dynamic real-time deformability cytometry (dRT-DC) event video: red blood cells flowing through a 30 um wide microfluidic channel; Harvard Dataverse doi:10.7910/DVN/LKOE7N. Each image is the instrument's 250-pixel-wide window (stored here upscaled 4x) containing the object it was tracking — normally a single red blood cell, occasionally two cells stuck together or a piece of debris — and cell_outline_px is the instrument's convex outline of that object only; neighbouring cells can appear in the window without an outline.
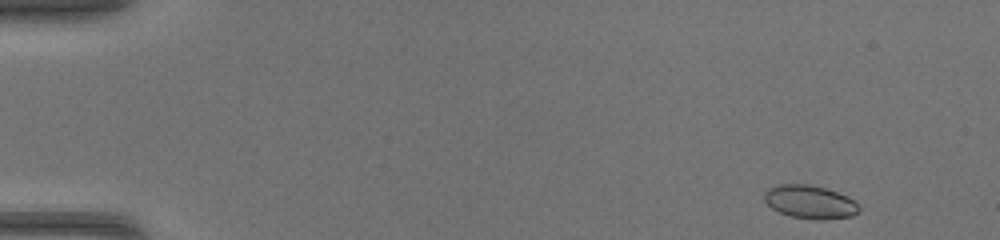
{"species": "common noctule bat (a hibernating species)", "species_latin": "Nyctalus noctula", "temperature_condition": "warm", "stored_images_in_passage": 44, "camera_frame_rate_fps": 3000, "um_per_image_px": 0.085, "animal": {"sex": "female", "body_mass_g": 17.0, "forearm_length_mm": 48.0}, "frame": {"image": 1, "passage_image": 1, "time_ms": 0.0, "image_size_px": [1000, 240], "cell_outline_px": [[860, 212], [852, 216], [820, 220], [816, 220], [792, 216], [780, 212], [772, 208], [764, 200], [764, 192], [768, 188], [776, 184], [808, 184], [824, 188], [848, 196], [860, 208]], "centroid_in_image_um": [68.83, 17.16], "position_along_channel_um": 16.2, "area_um2": 18.32}}
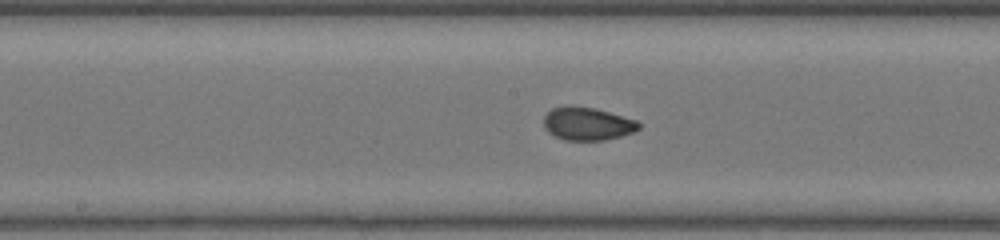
{"frame": {"image": 2, "passage_image": 22, "time_ms": 7.0, "image_size_px": [1000, 240], "cell_outline_px": [[640, 128], [636, 132], [604, 140], [564, 140], [548, 132], [544, 128], [544, 116], [552, 108], [592, 108], [608, 112], [636, 120], [640, 124]], "centroid_in_image_um": [49.96, 10.56], "position_along_channel_um": 198.2, "area_um2": 17.74}}
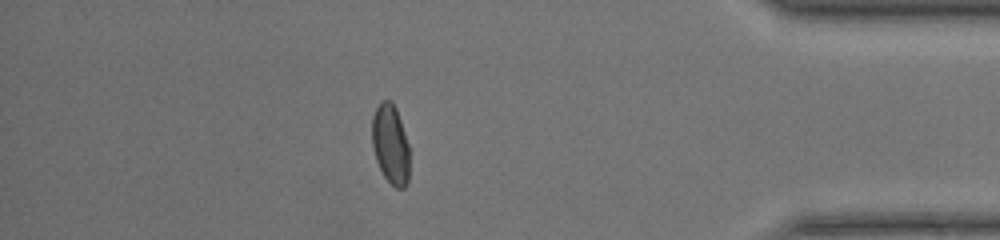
{"frame": {"image": 3, "passage_image": 38, "time_ms": 12.333, "image_size_px": [1000, 240], "cell_outline_px": [[408, 184], [404, 188], [396, 188], [384, 176], [376, 160], [372, 144], [372, 116], [376, 108], [384, 100], [392, 100], [396, 108], [408, 144]], "centroid_in_image_um": [33.18, 12.26], "position_along_channel_um": 402.0, "area_um2": 17.17}}